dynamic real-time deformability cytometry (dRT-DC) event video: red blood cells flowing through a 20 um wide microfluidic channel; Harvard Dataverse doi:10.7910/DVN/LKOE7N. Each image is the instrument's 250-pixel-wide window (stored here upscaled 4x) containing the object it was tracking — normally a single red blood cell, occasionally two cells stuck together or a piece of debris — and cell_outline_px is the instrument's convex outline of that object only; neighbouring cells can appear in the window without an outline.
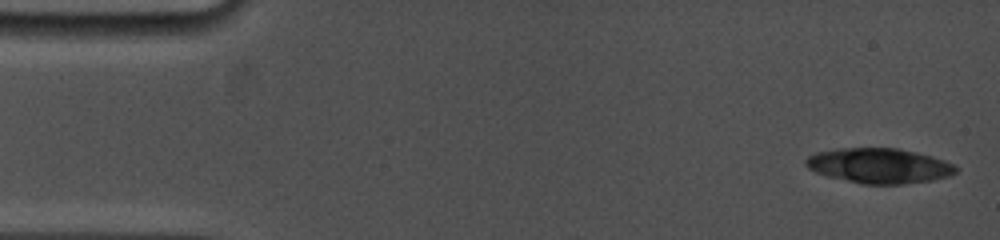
{"species": "common noctule bat (a hibernating species)", "species_latin": "Nyctalus noctula", "temperature_condition": "cold", "stored_images_in_passage": 9, "camera_frame_rate_fps": 5000, "um_per_image_px": 0.085, "animal": {"sex": "female", "body_mass_g": 19.0, "forearm_length_mm": 53.3}, "frame": {"image": 1, "passage_image": 1, "time_ms": 0.0, "image_size_px": [1000, 240], "cell_outline_px": [[960, 168], [956, 172], [948, 176], [932, 180], [904, 184], [860, 184], [828, 176], [816, 172], [808, 168], [804, 164], [804, 160], [808, 156], [816, 152], [840, 148], [896, 148], [916, 152], [932, 156], [944, 160]], "centroid_in_image_um": [74.72, 14.09], "position_along_channel_um": 10.3, "area_um2": 30.69}}